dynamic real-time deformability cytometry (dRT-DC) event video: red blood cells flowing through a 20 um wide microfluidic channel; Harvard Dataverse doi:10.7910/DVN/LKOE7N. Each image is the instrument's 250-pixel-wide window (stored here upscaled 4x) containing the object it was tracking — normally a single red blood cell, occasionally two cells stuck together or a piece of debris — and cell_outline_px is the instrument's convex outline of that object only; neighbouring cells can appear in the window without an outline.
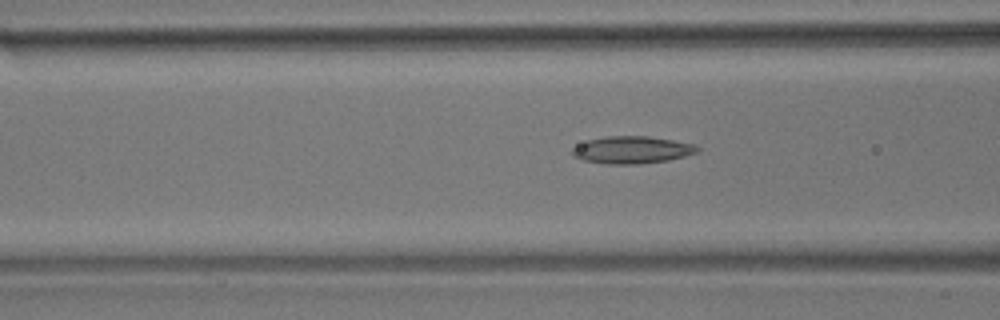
{"species": "common noctule bat (a hibernating species)", "species_latin": "Nyctalus noctula", "temperature_condition": "room temperature", "stored_images_in_passage": 43, "camera_frame_rate_fps": 3000, "um_per_image_px": 0.085, "animal": {"sex": "male", "body_mass_g": 17.9}, "frame": {"image": 1, "passage_image": 20, "time_ms": 6.333, "image_size_px": [1000, 320], "cell_outline_px": [[700, 148], [696, 152], [684, 156], [668, 160], [640, 164], [608, 164], [584, 160], [572, 156], [572, 148], [588, 140], [604, 136], [648, 136], [696, 144]], "centroid_in_image_um": [53.72, 12.74], "position_along_channel_um": 112.9, "area_um2": 19.83}}
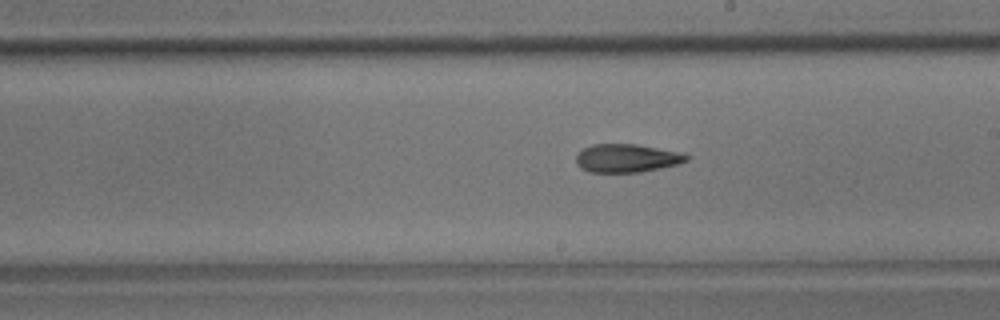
{"frame": {"image": 2, "passage_image": 30, "time_ms": 9.667, "image_size_px": [1000, 320], "cell_outline_px": [[692, 156], [688, 160], [676, 164], [660, 168], [640, 172], [588, 172], [580, 168], [576, 164], [576, 152], [592, 144], [636, 144], [684, 152]], "centroid_in_image_um": [53.28, 13.43], "position_along_channel_um": 235.7, "area_um2": 18.5}}
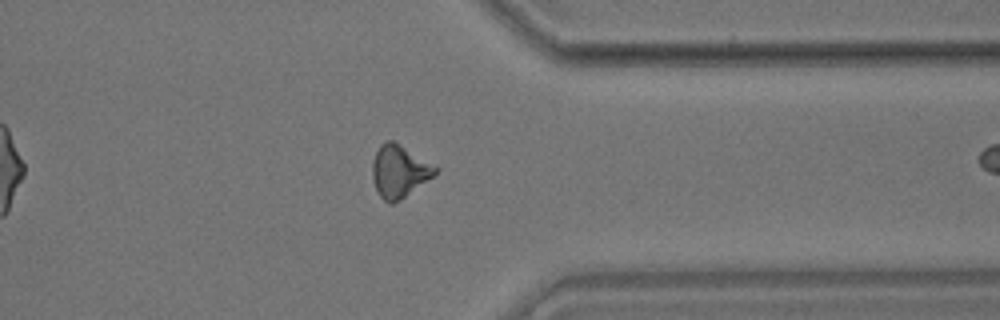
{"frame": {"image": 3, "passage_image": 42, "time_ms": 13.667, "image_size_px": [1000, 320], "cell_outline_px": [[440, 168], [432, 176], [400, 200], [392, 204], [388, 204], [380, 196], [376, 188], [372, 176], [372, 164], [376, 152], [380, 144], [384, 140], [392, 140]], "centroid_in_image_um": [33.91, 14.55], "position_along_channel_um": 377.5, "area_um2": 18.9}}